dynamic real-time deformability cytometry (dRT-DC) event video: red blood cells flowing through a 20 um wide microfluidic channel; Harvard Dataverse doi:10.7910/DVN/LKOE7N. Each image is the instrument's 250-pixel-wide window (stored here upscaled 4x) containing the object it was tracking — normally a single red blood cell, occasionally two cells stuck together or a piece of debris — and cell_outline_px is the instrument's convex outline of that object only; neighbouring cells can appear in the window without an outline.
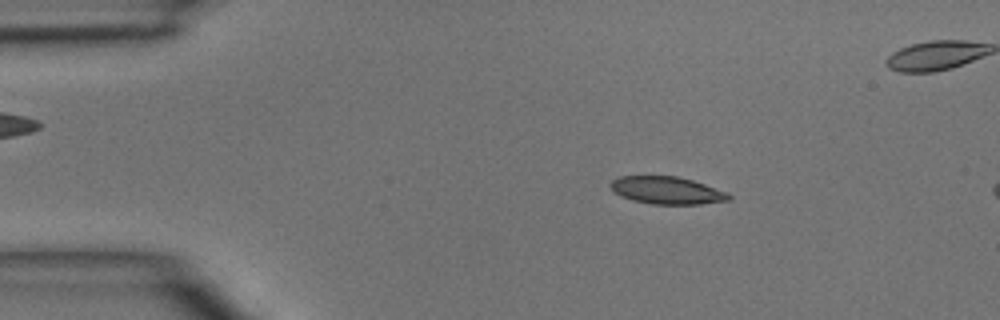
{"species": "common noctule bat (a hibernating species)", "species_latin": "Nyctalus noctula", "temperature_condition": "room temperature", "stored_images_in_passage": 4, "camera_frame_rate_fps": 3000, "um_per_image_px": 0.085, "animal": {"sex": "male", "body_mass_g": 15.6}, "frame": {"image": 1, "passage_image": 2, "time_ms": 1.333, "image_size_px": [1000, 320], "cell_outline_px": [[732, 200], [700, 204], [652, 204], [632, 200], [620, 196], [612, 192], [608, 184], [612, 180], [620, 176], [676, 176], [692, 180], [728, 192], [732, 196]], "centroid_in_image_um": [56.67, 16.18], "position_along_channel_um": 28.3, "area_um2": 19.13}}